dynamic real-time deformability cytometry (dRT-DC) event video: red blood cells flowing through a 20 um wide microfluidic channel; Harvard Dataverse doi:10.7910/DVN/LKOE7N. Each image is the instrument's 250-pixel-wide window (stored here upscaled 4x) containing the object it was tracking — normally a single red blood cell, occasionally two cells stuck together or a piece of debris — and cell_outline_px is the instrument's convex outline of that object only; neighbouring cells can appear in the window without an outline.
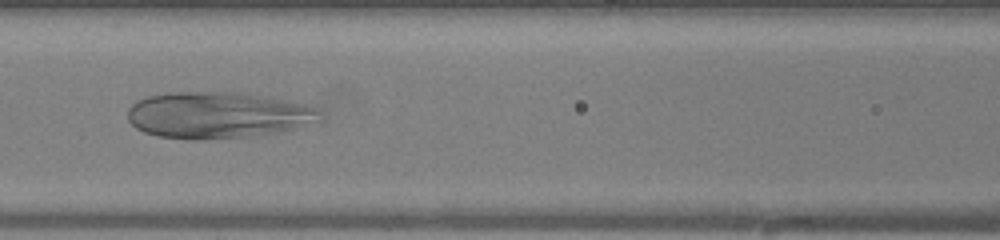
{"species": "human", "species_latin": "Homo sapiens", "temperature_condition": "warm", "stored_images_in_passage": 37, "camera_frame_rate_fps": 3000, "um_per_image_px": 0.085, "donor": {"sex": "female"}, "frame": {"image": 1, "passage_image": 12, "time_ms": 3.667, "image_size_px": [1000, 240], "cell_outline_px": [[320, 112], [300, 124], [276, 132], [244, 136], [192, 140], [156, 136], [144, 132], [136, 128], [128, 120], [128, 108], [132, 104], [148, 96], [168, 92], [232, 92], [288, 100], [308, 104], [316, 108]], "centroid_in_image_um": [18.32, 9.76], "position_along_channel_um": 148.3, "area_um2": 50.63}}
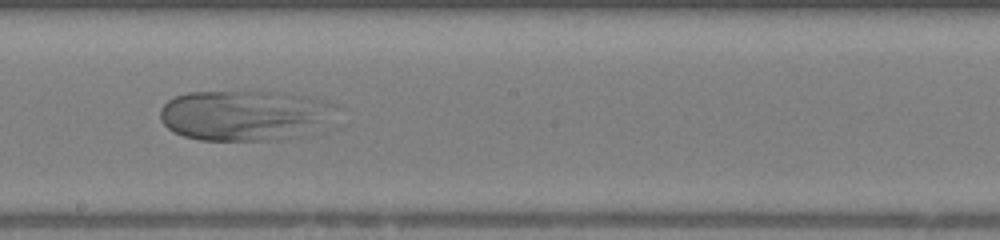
{"frame": {"image": 2, "passage_image": 18, "time_ms": 5.667, "image_size_px": [1000, 240], "cell_outline_px": [[344, 108], [324, 132], [308, 136], [280, 140], [200, 140], [184, 136], [168, 128], [160, 120], [160, 108], [172, 96], [188, 92], [284, 92], [312, 96], [340, 104]], "centroid_in_image_um": [21.06, 9.81], "position_along_channel_um": 227.1, "area_um2": 54.22}}
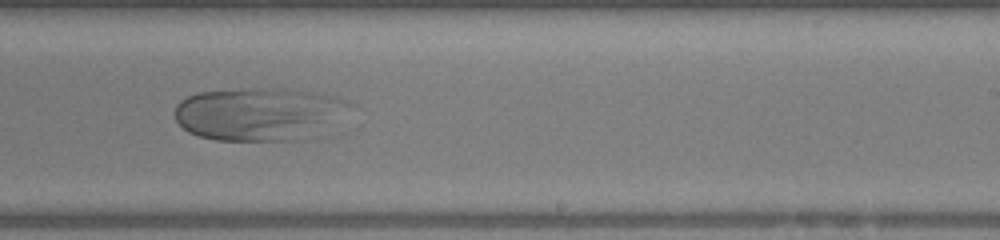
{"frame": {"image": 3, "passage_image": 21, "time_ms": 6.667, "image_size_px": [1000, 240], "cell_outline_px": [[356, 104], [320, 136], [308, 140], [216, 140], [200, 136], [188, 132], [176, 120], [176, 104], [180, 100], [196, 92], [240, 88], [288, 88], [336, 96]], "centroid_in_image_um": [22.11, 9.68], "position_along_channel_um": 266.9, "area_um2": 55.2}}